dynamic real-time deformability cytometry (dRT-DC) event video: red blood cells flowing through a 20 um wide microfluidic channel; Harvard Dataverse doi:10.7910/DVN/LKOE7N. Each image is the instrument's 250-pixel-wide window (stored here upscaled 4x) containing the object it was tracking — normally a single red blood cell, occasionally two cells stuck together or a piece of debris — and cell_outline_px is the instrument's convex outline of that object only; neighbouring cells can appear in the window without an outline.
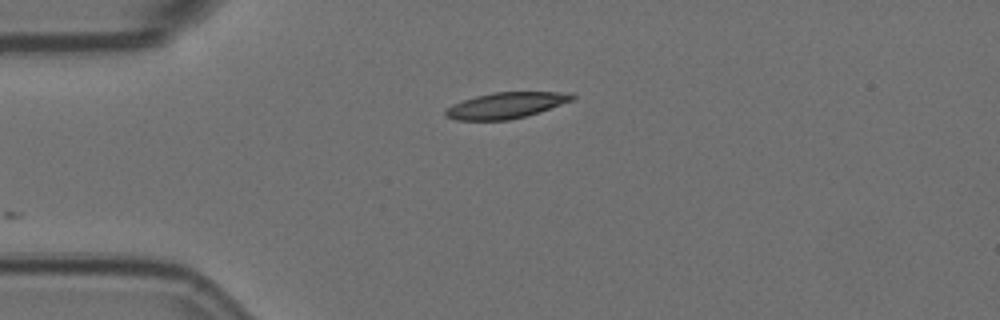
{"species": "Egyptian fruit bat (a non-hibernating species)", "species_latin": "Rousettus aegyptiacus", "temperature_condition": "room temperature", "stored_images_in_passage": 11, "camera_frame_rate_fps": 3000, "um_per_image_px": 0.085, "animal": {"sex": "female"}, "frame": {"image": 1, "passage_image": 1, "time_ms": 0.0, "image_size_px": [1000, 320], "cell_outline_px": [[576, 96], [572, 100], [524, 116], [508, 120], [456, 120], [444, 116], [444, 112], [452, 104], [476, 96], [496, 92], [560, 92]], "centroid_in_image_um": [42.92, 8.96], "position_along_channel_um": 42.1, "area_um2": 18.67}}
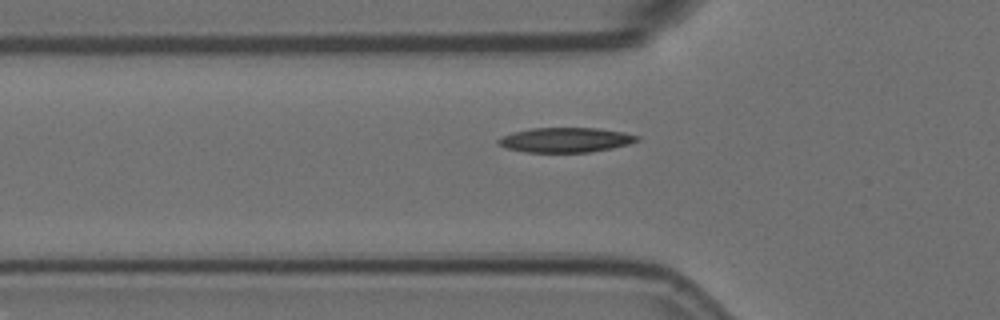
{"frame": {"image": 2, "passage_image": 6, "time_ms": 1.667, "image_size_px": [1000, 320], "cell_outline_px": [[640, 140], [628, 144], [612, 148], [588, 152], [524, 152], [504, 148], [496, 144], [496, 140], [500, 136], [512, 132], [532, 128], [600, 128], [624, 132], [640, 136]], "centroid_in_image_um": [48.02, 11.89], "position_along_channel_um": 77.8, "area_um2": 20.29}}